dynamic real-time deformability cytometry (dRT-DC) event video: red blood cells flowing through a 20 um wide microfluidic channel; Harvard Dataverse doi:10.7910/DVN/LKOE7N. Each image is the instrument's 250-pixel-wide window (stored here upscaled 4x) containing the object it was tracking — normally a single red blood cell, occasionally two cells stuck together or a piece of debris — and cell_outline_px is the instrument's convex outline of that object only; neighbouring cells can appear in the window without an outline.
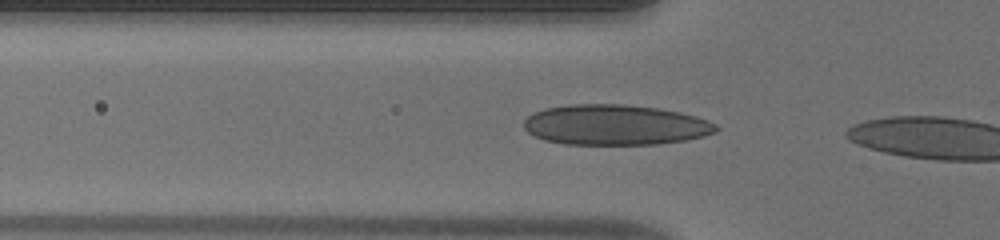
{"species": "human", "species_latin": "Homo sapiens", "temperature_condition": "warm", "stored_images_in_passage": 7, "camera_frame_rate_fps": 3000, "um_per_image_px": 0.085, "donor": {"sex": "male"}, "frame": {"image": 1, "passage_image": 2, "time_ms": 0.333, "image_size_px": [1000, 240], "cell_outline_px": [[720, 128], [716, 132], [704, 136], [684, 140], [656, 144], [564, 144], [544, 140], [528, 132], [524, 128], [524, 120], [528, 116], [544, 108], [572, 104], [624, 104], [656, 108], [680, 112], [696, 116], [708, 120], [716, 124]], "centroid_in_image_um": [52.3, 10.61], "position_along_channel_um": 73.5, "area_um2": 45.2}}
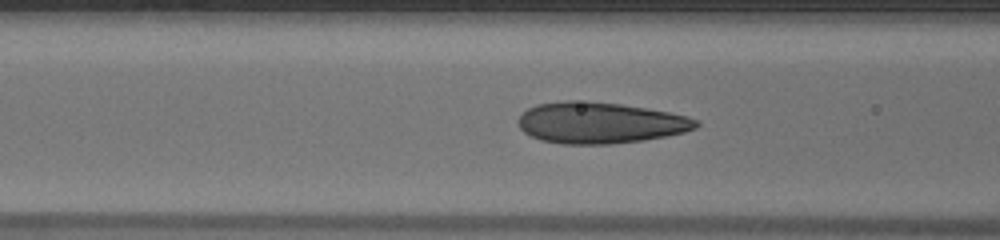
{"frame": {"image": 2, "passage_image": 5, "time_ms": 1.333, "image_size_px": [1000, 240], "cell_outline_px": [[700, 124], [696, 128], [684, 132], [668, 136], [644, 140], [612, 144], [560, 144], [540, 140], [524, 132], [520, 128], [516, 120], [528, 108], [536, 104], [564, 100], [572, 100], [620, 104], [668, 112], [688, 116], [696, 120]], "centroid_in_image_um": [50.98, 10.45], "position_along_channel_um": 115.6, "area_um2": 42.77}}